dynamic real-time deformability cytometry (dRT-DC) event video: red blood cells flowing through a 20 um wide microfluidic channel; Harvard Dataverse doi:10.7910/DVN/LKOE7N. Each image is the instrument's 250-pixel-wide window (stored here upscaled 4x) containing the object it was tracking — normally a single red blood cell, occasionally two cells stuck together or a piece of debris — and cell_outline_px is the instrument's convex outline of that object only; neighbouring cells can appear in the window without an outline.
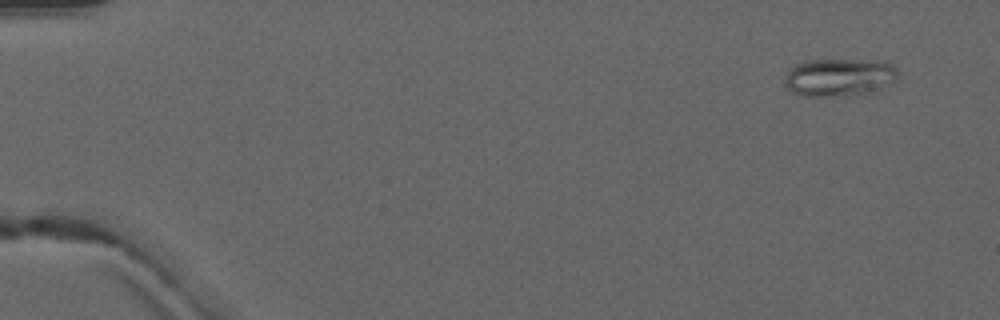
{"species": "common noctule bat (a hibernating species)", "species_latin": "Nyctalus noctula", "temperature_condition": "warm", "stored_images_in_passage": 3, "camera_frame_rate_fps": 3000, "um_per_image_px": 0.085, "animal": {"sex": "male", "forearm_length_mm": 52.5}, "frame": {"image": 1, "passage_image": 3, "time_ms": 2.333, "image_size_px": [1000, 320], "cell_outline_px": [[900, 72], [892, 80], [880, 88], [864, 92], [824, 96], [804, 96], [792, 92], [784, 84], [784, 76], [788, 68], [804, 60], [884, 60], [892, 64]], "centroid_in_image_um": [71.26, 6.52], "position_along_channel_um": 13.7, "area_um2": 24.68}}